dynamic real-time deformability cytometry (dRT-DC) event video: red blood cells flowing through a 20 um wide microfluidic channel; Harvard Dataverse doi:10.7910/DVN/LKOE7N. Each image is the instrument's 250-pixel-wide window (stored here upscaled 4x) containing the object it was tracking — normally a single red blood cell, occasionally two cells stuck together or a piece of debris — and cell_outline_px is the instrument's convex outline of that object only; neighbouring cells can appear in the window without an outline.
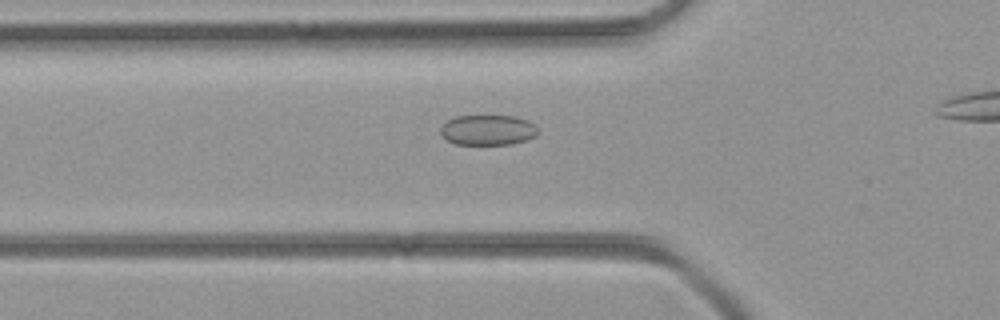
{"species": "common noctule bat (a hibernating species)", "species_latin": "Nyctalus noctula", "temperature_condition": "room temperature", "stored_images_in_passage": 27, "camera_frame_rate_fps": 3000, "um_per_image_px": 0.085, "animal": {"sex": "female", "body_mass_g": 21.9}, "frame": {"image": 1, "passage_image": 6, "time_ms": 1.667, "image_size_px": [1000, 320], "cell_outline_px": [[540, 132], [536, 136], [528, 140], [512, 144], [456, 144], [448, 140], [440, 132], [440, 128], [448, 120], [456, 116], [516, 116], [528, 120], [536, 124]], "centroid_in_image_um": [41.55, 11.05], "position_along_channel_um": 84.3, "area_um2": 17.34}}
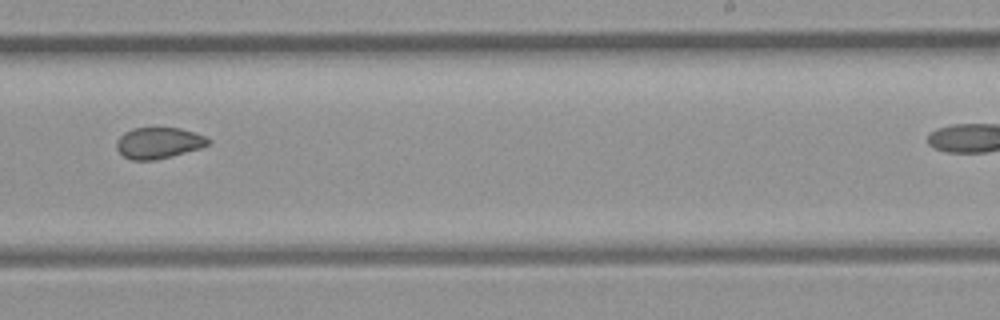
{"frame": {"image": 2, "passage_image": 18, "time_ms": 5.667, "image_size_px": [1000, 320], "cell_outline_px": [[212, 140], [208, 144], [200, 148], [172, 156], [156, 160], [132, 160], [124, 156], [116, 148], [116, 140], [124, 132], [132, 128], [180, 128], [208, 136]], "centroid_in_image_um": [13.49, 12.14], "position_along_channel_um": 275.5, "area_um2": 16.76}}
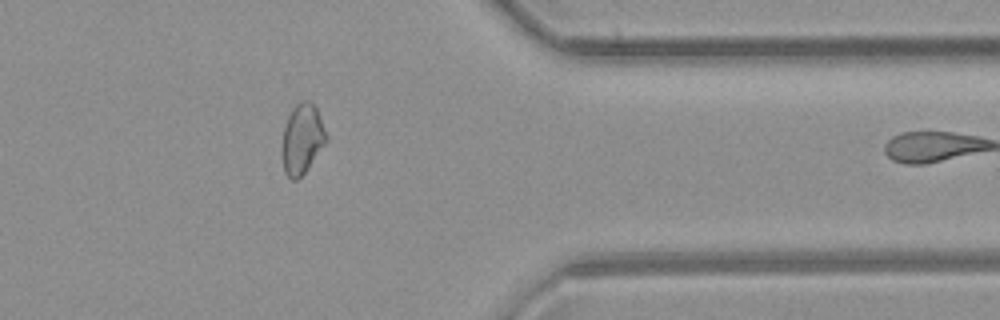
{"frame": {"image": 3, "passage_image": 26, "time_ms": 8.333, "image_size_px": [1000, 320], "cell_outline_px": [[328, 140], [304, 172], [296, 180], [292, 180], [284, 172], [284, 124], [292, 108], [300, 100], [308, 100], [316, 108], [328, 136]], "centroid_in_image_um": [25.71, 11.77], "position_along_channel_um": 385.7, "area_um2": 17.51}}